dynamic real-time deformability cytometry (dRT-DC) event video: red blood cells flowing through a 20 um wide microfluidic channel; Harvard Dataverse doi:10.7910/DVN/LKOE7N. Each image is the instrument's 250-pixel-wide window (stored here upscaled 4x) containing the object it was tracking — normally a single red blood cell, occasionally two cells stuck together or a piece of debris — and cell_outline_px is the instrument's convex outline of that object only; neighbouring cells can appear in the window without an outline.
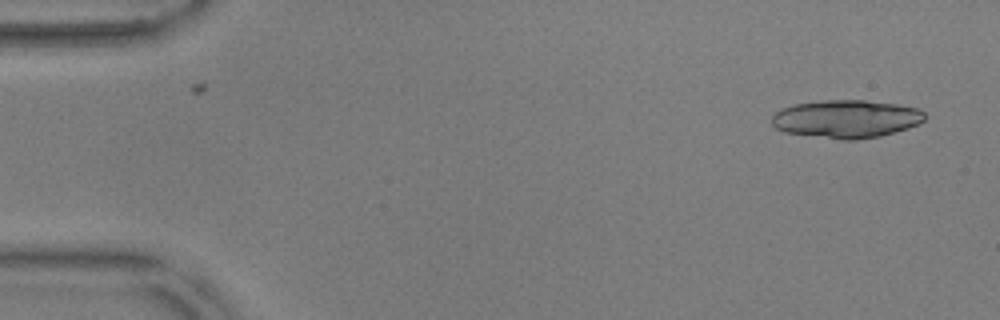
{"species": "common noctule bat (a hibernating species)", "species_latin": "Nyctalus noctula", "temperature_condition": "warm", "stored_images_in_passage": 53, "segment_of_instrument_passage": [1, 2], "camera_frame_rate_fps": 3000, "um_per_image_px": 0.085, "animal": {"sex": "male", "body_mass_g": 17.9, "forearm_length_mm": 54.2}, "frame": {"image": 1, "passage_image": 2, "time_ms": 0.333, "image_size_px": [1000, 320], "cell_outline_px": [[924, 120], [920, 124], [908, 128], [880, 136], [856, 140], [840, 140], [784, 132], [776, 128], [772, 124], [772, 116], [780, 108], [796, 104], [824, 100], [864, 100], [900, 104], [920, 108], [924, 112]], "centroid_in_image_um": [71.96, 10.11], "position_along_channel_um": 13.0, "area_um2": 34.16}}
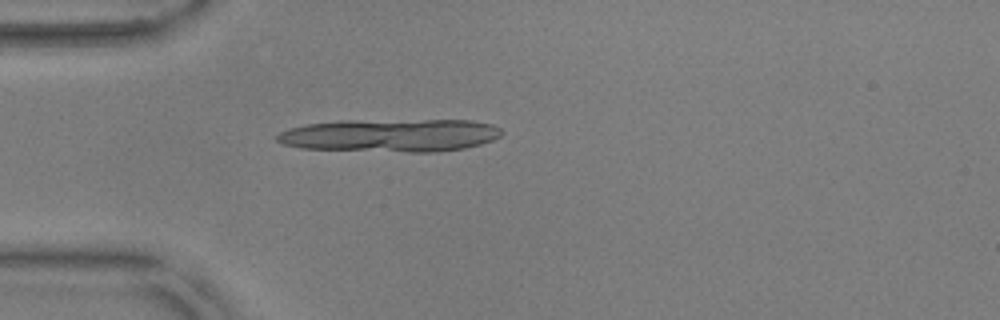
{"frame": {"image": 2, "passage_image": 14, "time_ms": 4.333, "image_size_px": [1000, 320], "cell_outline_px": [[504, 132], [500, 136], [492, 140], [480, 144], [464, 148], [432, 152], [408, 152], [300, 148], [284, 144], [276, 140], [276, 136], [280, 132], [292, 128], [308, 124], [340, 120], [472, 120], [492, 124], [500, 128]], "centroid_in_image_um": [33.22, 11.49], "position_along_channel_um": 51.8, "area_um2": 43.18}}